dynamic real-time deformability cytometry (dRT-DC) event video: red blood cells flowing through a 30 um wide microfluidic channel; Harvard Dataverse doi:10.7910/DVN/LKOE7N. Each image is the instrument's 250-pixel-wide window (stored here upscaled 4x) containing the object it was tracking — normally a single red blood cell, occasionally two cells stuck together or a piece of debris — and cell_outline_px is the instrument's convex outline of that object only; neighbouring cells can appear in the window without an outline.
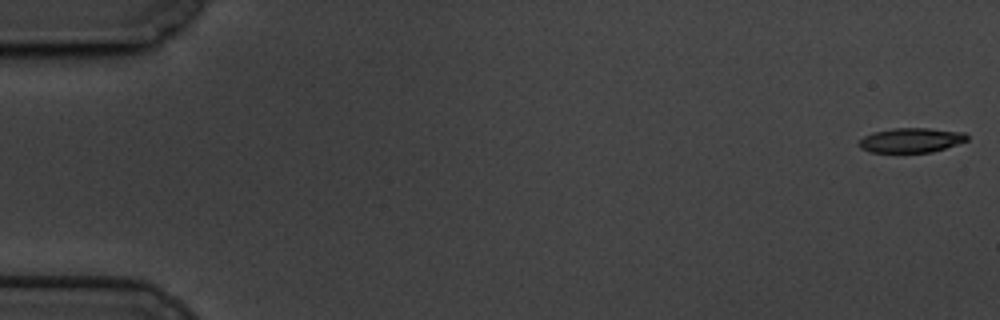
{"species": "common noctule bat (a hibernating species)", "species_latin": "Nyctalus noctula", "temperature_condition": "cold", "stored_images_in_passage": 60, "camera_frame_rate_fps": 3000, "um_per_image_px": 0.085, "animal": {"sex": "male", "body_mass_g": 19.5, "forearm_length_mm": 54.6}, "frame": {"image": 1, "passage_image": 1, "time_ms": 0.0, "image_size_px": [1000, 320], "cell_outline_px": [[968, 140], [932, 152], [868, 152], [860, 148], [856, 144], [864, 136], [872, 132], [892, 128], [928, 128], [964, 132], [968, 136]], "centroid_in_image_um": [77.4, 11.91], "position_along_channel_um": 7.6, "area_um2": 15.55}}
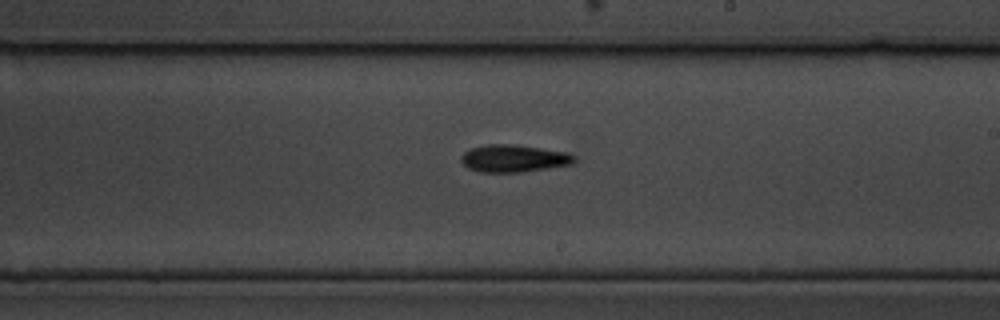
{"frame": {"image": 2, "passage_image": 35, "time_ms": 11.333, "image_size_px": [1000, 320], "cell_outline_px": [[576, 160], [572, 164], [524, 172], [480, 172], [468, 168], [460, 160], [460, 156], [464, 152], [472, 148], [488, 144], [508, 144], [568, 152], [576, 156]], "centroid_in_image_um": [43.67, 13.47], "position_along_channel_um": 245.3, "area_um2": 17.98}}
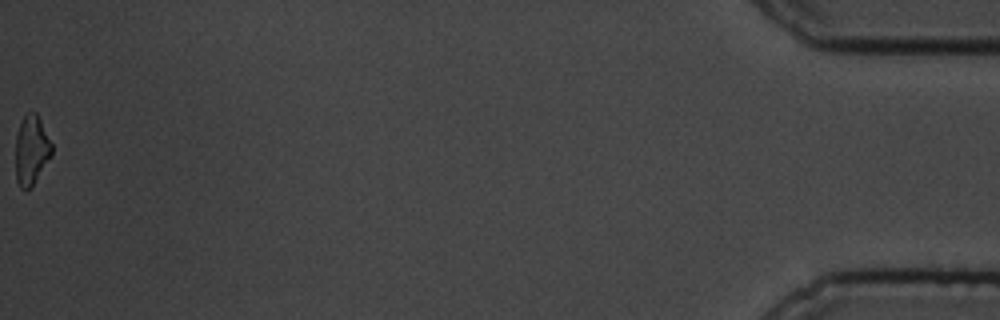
{"frame": {"image": 3, "passage_image": 60, "time_ms": 19.667, "image_size_px": [1000, 320], "cell_outline_px": [[52, 156], [32, 184], [24, 192], [20, 188], [16, 180], [16, 136], [20, 124], [24, 116], [28, 112], [36, 112], [52, 144]], "centroid_in_image_um": [2.67, 12.77], "position_along_channel_um": 432.5, "area_um2": 14.45}, "authors_computed_cell_mechanics": {"area_um2": 16.5597, "velocity_mm_per_s": 3.398, "shape_relaxation_time_tau1_ms": 3.1912, "shape_relaxation_time_tau2_ms": null, "deformation_change_tau1": 0.1472, "deformation_change_tau2": null}}